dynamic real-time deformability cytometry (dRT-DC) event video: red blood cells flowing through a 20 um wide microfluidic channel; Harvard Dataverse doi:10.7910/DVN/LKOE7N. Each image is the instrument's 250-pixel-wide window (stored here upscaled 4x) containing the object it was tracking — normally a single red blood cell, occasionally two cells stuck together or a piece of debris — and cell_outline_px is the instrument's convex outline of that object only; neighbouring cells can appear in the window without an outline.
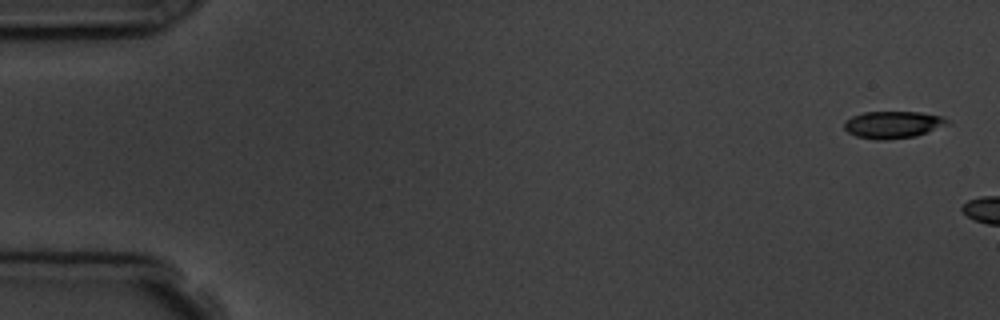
{"species": "common noctule bat (a hibernating species)", "species_latin": "Nyctalus noctula", "temperature_condition": "room temperature", "stored_images_in_passage": 5, "camera_frame_rate_fps": 3000, "um_per_image_px": 0.085, "animal": {"sex": "male", "body_mass_g": 19.5, "forearm_length_mm": 54.6}, "frame": {"image": 1, "passage_image": 1, "time_ms": 0.0, "image_size_px": [1000, 320], "cell_outline_px": [[952, 124], [916, 136], [884, 140], [876, 140], [856, 136], [848, 132], [844, 128], [844, 120], [852, 116], [864, 112], [920, 112], [944, 116]], "centroid_in_image_um": [75.93, 10.59], "position_along_channel_um": 9.1, "area_um2": 16.53}}